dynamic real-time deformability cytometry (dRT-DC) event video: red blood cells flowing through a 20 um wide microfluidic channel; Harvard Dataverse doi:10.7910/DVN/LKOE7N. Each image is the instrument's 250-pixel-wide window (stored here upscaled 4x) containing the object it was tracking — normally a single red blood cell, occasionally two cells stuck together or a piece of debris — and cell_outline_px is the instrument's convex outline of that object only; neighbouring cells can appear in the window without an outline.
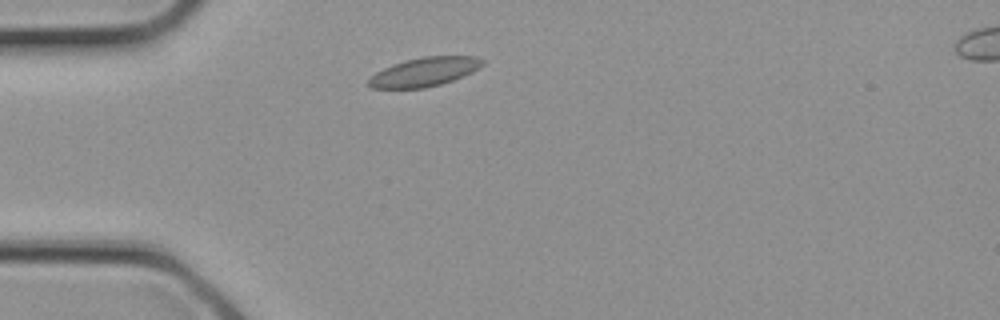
{"species": "common noctule bat (a hibernating species)", "species_latin": "Nyctalus noctula", "temperature_condition": "cold", "stored_images_in_passage": 2, "segment_of_instrument_passage": [1, 2], "camera_frame_rate_fps": 3000, "um_per_image_px": 0.085, "animal": {"sex": "female", "body_mass_g": 21.9}, "frame": {"image": 1, "passage_image": 1, "time_ms": 0.0, "image_size_px": [1000, 320], "cell_outline_px": [[484, 64], [472, 72], [464, 76], [440, 84], [424, 88], [372, 88], [368, 84], [368, 80], [376, 72], [392, 64], [404, 60], [424, 56], [476, 56], [484, 60]], "centroid_in_image_um": [36.09, 6.1], "position_along_channel_um": 48.9, "area_um2": 19.13}}